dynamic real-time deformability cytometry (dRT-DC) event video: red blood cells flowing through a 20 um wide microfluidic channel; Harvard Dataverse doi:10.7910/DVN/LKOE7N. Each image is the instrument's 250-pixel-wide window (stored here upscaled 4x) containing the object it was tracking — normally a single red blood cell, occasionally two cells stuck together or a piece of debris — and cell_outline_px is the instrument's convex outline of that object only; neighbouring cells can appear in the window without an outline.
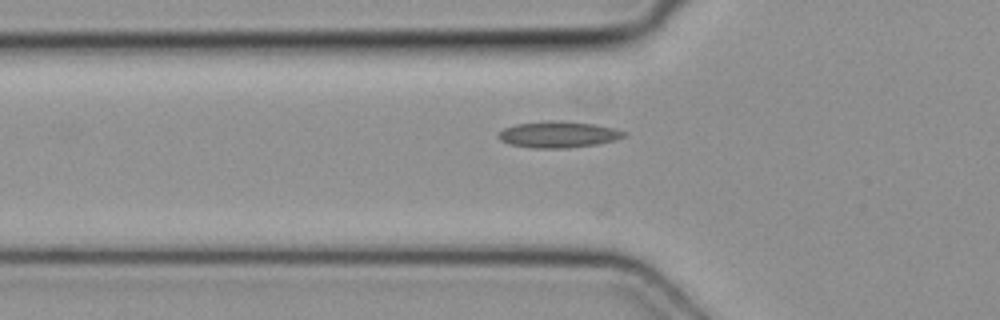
{"species": "common noctule bat (a hibernating species)", "species_latin": "Nyctalus noctula", "temperature_condition": "cold", "stored_images_in_passage": 3, "camera_frame_rate_fps": 3000, "um_per_image_px": 0.085, "animal": {"sex": "female", "body_mass_g": 19.3, "forearm_length_mm": 54.1}, "frame": {"image": 1, "passage_image": 3, "time_ms": 0.667, "image_size_px": [1000, 320], "cell_outline_px": [[624, 136], [616, 140], [596, 144], [564, 148], [532, 148], [512, 144], [500, 140], [496, 136], [504, 128], [516, 124], [548, 120], [560, 120], [596, 124], [612, 128], [624, 132]], "centroid_in_image_um": [47.42, 11.42], "position_along_channel_um": 78.4, "area_um2": 19.13}}